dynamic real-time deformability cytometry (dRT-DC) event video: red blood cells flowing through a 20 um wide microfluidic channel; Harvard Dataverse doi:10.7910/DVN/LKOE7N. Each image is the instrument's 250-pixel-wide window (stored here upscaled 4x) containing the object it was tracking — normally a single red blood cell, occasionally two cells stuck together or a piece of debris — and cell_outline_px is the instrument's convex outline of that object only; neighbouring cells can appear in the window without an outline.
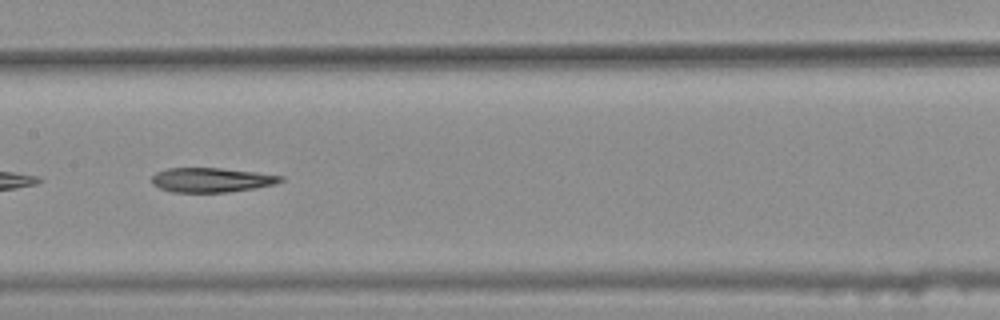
{"species": "common noctule bat (a hibernating species)", "species_latin": "Nyctalus noctula", "temperature_condition": "warm", "stored_images_in_passage": 45, "camera_frame_rate_fps": 3000, "um_per_image_px": 0.085, "animal": {"sex": "female", "body_mass_g": 25.1}, "frame": {"image": 1, "passage_image": 26, "time_ms": 8.333, "image_size_px": [1000, 320], "cell_outline_px": [[284, 180], [276, 184], [256, 188], [228, 192], [172, 192], [160, 188], [152, 184], [152, 176], [156, 172], [168, 168], [220, 168], [256, 172], [284, 176]], "centroid_in_image_um": [17.99, 15.29], "position_along_channel_um": 189.4, "area_um2": 18.44}}
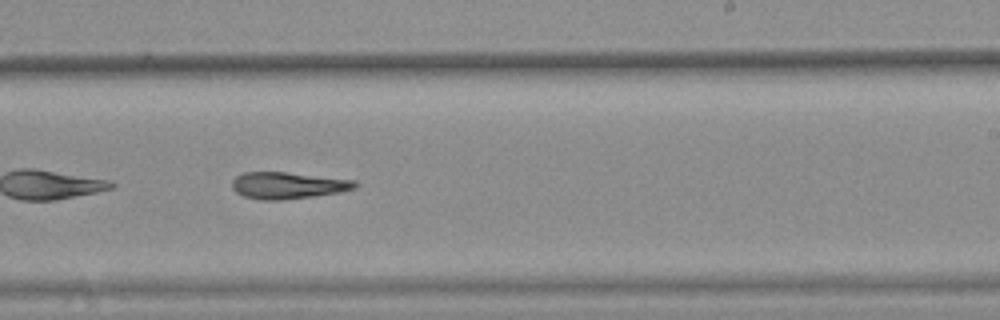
{"frame": {"image": 2, "passage_image": 32, "time_ms": 10.333, "image_size_px": [1000, 320], "cell_outline_px": [[360, 184], [356, 188], [340, 192], [284, 200], [260, 200], [244, 196], [236, 192], [232, 188], [232, 180], [236, 176], [244, 172], [284, 172], [356, 180]], "centroid_in_image_um": [24.48, 15.76], "position_along_channel_um": 264.5, "area_um2": 19.19}}
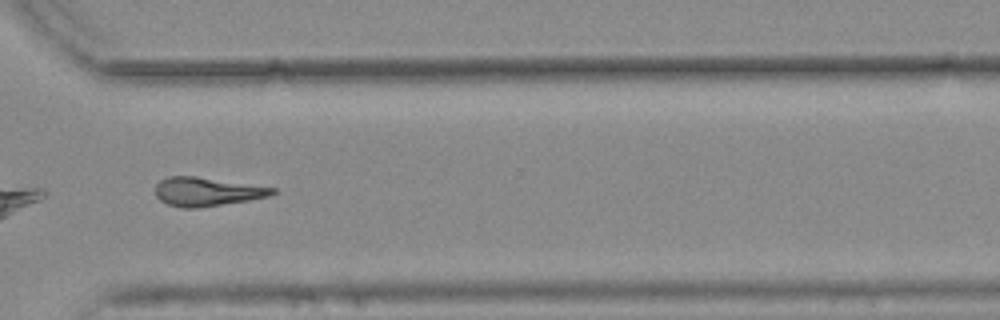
{"frame": {"image": 3, "passage_image": 39, "time_ms": 12.667, "image_size_px": [1000, 320], "cell_outline_px": [[276, 192], [272, 196], [248, 200], [196, 208], [184, 208], [168, 204], [160, 200], [156, 196], [156, 184], [160, 180], [168, 176], [196, 176], [276, 188]], "centroid_in_image_um": [17.58, 16.28], "position_along_channel_um": 353.0, "area_um2": 19.48}}